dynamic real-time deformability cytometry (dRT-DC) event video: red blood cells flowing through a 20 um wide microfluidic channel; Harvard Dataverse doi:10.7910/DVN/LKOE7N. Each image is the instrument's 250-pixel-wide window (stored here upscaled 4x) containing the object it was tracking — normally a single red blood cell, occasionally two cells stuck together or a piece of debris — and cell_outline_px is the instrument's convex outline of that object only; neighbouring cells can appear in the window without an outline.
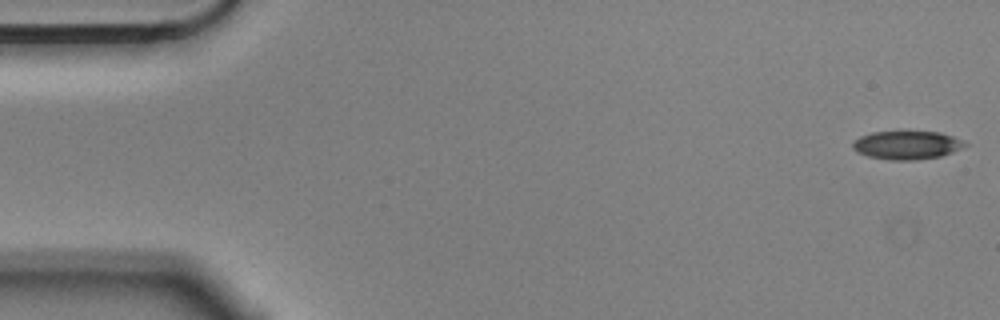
{"species": "Egyptian fruit bat (a non-hibernating species)", "species_latin": "Rousettus aegyptiacus", "temperature_condition": "cold", "stored_images_in_passage": 3, "camera_frame_rate_fps": 3000, "um_per_image_px": 0.085, "animal": {"sex": "male"}, "frame": {"image": 1, "passage_image": 1, "time_ms": 0.0, "image_size_px": [1000, 320], "cell_outline_px": [[968, 144], [952, 152], [940, 156], [916, 160], [888, 160], [868, 156], [856, 152], [852, 148], [852, 144], [860, 136], [872, 132], [940, 132], [964, 140]], "centroid_in_image_um": [77.07, 12.34], "position_along_channel_um": 7.9, "area_um2": 18.5}}